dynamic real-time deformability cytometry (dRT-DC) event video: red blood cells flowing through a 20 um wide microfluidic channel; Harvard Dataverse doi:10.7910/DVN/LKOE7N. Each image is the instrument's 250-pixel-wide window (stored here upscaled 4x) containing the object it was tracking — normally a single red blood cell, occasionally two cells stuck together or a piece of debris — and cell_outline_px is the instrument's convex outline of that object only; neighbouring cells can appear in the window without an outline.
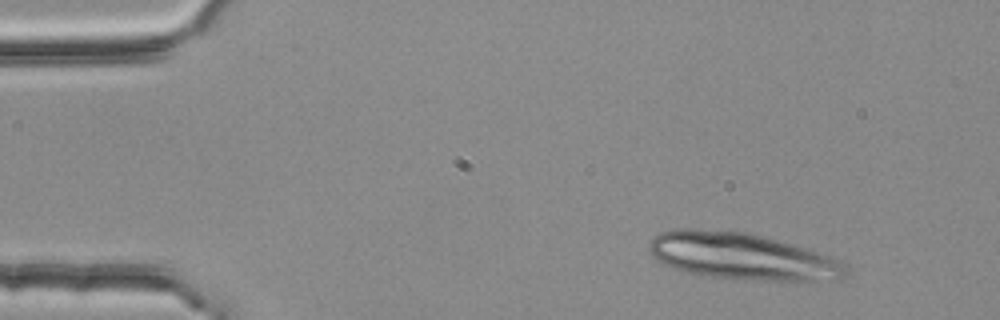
{"species": "common noctule bat (a hibernating species)", "species_latin": "Nyctalus noctula", "temperature_condition": "room temperature", "stored_images_in_passage": 4, "camera_frame_rate_fps": 3000, "um_per_image_px": 0.085, "animal": {"sex": "female", "body_mass_g": 25.1}, "frame": {"image": 1, "passage_image": 1, "time_ms": 0.0, "image_size_px": [1000, 320], "cell_outline_px": [[848, 268], [844, 276], [840, 280], [744, 280], [712, 276], [684, 272], [672, 268], [656, 260], [652, 256], [648, 248], [648, 244], [660, 232], [672, 228], [700, 228], [748, 232], [764, 236], [792, 244], [832, 256], [848, 264]], "centroid_in_image_um": [63.06, 21.77], "position_along_channel_um": 21.9, "area_um2": 54.1}}